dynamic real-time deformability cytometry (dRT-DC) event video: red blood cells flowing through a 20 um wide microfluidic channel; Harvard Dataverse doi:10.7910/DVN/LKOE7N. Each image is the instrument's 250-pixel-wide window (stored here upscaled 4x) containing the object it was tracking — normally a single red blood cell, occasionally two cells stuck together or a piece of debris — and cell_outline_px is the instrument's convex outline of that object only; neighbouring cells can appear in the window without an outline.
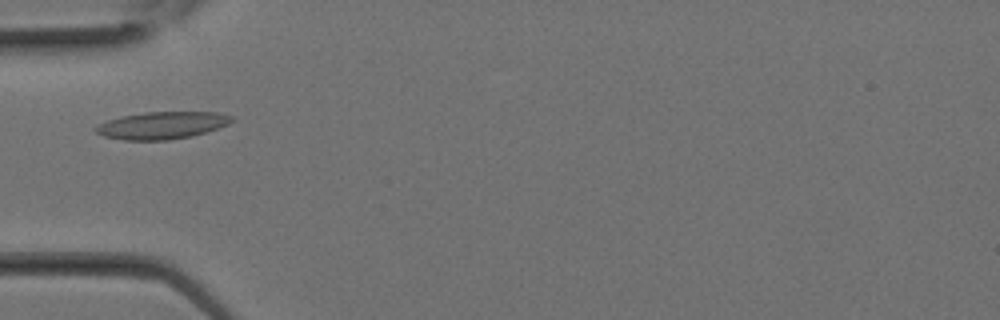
{"species": "Egyptian fruit bat (a non-hibernating species)", "species_latin": "Rousettus aegyptiacus", "temperature_condition": "room temperature", "stored_images_in_passage": 5, "camera_frame_rate_fps": 3000, "um_per_image_px": 0.085, "animal": {"sex": "female"}, "frame": {"image": 1, "passage_image": 4, "time_ms": 1.0, "image_size_px": [1000, 320], "cell_outline_px": [[236, 120], [228, 124], [192, 136], [168, 140], [124, 140], [104, 136], [96, 132], [92, 128], [108, 120], [120, 116], [144, 112], [220, 112], [232, 116]], "centroid_in_image_um": [13.77, 10.65], "position_along_channel_um": 71.2, "area_um2": 21.62}}